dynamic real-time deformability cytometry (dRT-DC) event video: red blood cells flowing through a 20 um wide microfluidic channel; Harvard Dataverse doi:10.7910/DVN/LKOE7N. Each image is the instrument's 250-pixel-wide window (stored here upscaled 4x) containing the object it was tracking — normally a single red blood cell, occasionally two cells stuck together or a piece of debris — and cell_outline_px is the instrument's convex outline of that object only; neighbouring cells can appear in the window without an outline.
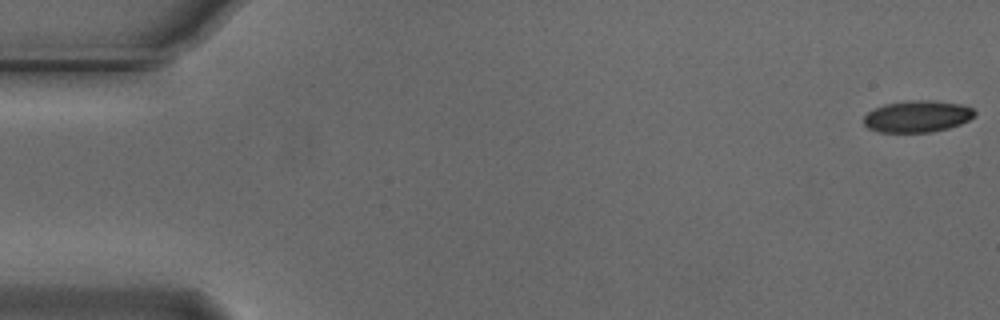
{"species": "Egyptian fruit bat (a non-hibernating species)", "species_latin": "Rousettus aegyptiacus", "temperature_condition": "cold", "stored_images_in_passage": 12, "camera_frame_rate_fps": 3000, "um_per_image_px": 0.085, "animal": {"sex": "male"}, "frame": {"image": 1, "passage_image": 1, "time_ms": 0.0, "image_size_px": [1000, 320], "cell_outline_px": [[976, 116], [960, 124], [948, 128], [932, 132], [880, 132], [868, 128], [864, 124], [864, 116], [868, 112], [884, 104], [908, 100], [932, 100], [960, 104], [972, 108], [976, 112]], "centroid_in_image_um": [77.98, 9.89], "position_along_channel_um": 7.0, "area_um2": 20.52}}